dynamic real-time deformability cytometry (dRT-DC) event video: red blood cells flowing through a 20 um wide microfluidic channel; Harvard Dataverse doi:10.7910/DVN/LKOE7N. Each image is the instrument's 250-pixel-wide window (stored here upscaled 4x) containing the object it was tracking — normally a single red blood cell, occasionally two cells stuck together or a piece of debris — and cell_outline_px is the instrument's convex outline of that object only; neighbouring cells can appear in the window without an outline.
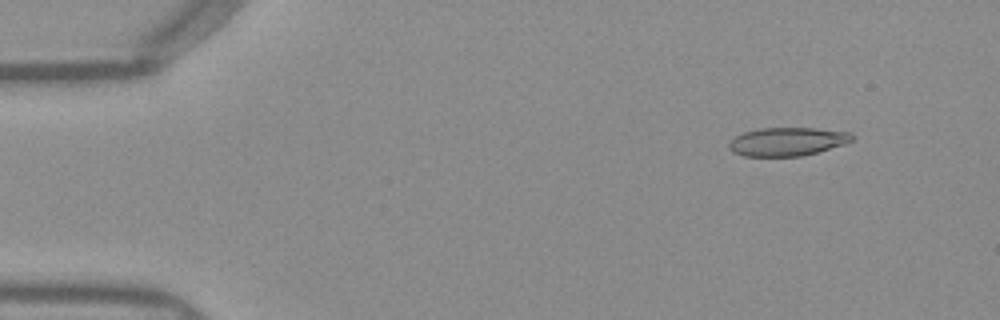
{"species": "Egyptian fruit bat (a non-hibernating species)", "species_latin": "Rousettus aegyptiacus", "temperature_condition": "warm", "stored_images_in_passage": 51, "camera_frame_rate_fps": 3000, "um_per_image_px": 0.085, "frame": {"image": 1, "passage_image": 5, "time_ms": 1.333, "image_size_px": [1000, 320], "cell_outline_px": [[852, 140], [844, 144], [816, 152], [800, 156], [744, 156], [732, 152], [728, 148], [728, 144], [736, 136], [744, 132], [760, 128], [812, 128], [852, 132]], "centroid_in_image_um": [66.89, 12.03], "position_along_channel_um": 18.1, "area_um2": 20.23}}
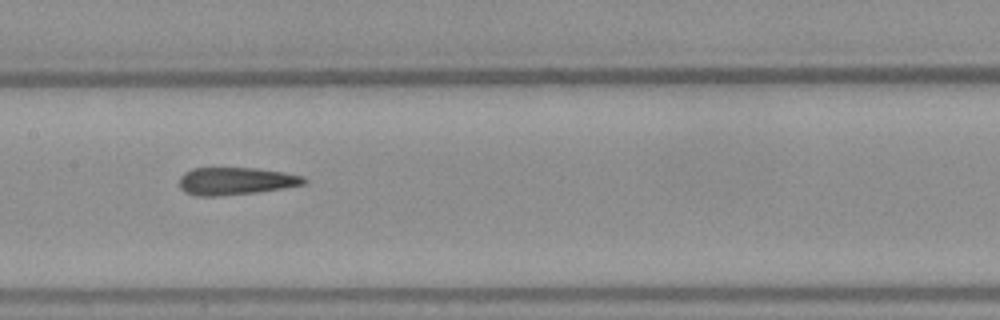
{"frame": {"image": 2, "passage_image": 25, "time_ms": 8.0, "image_size_px": [1000, 320], "cell_outline_px": [[308, 180], [304, 184], [284, 188], [256, 192], [216, 196], [196, 196], [184, 192], [180, 188], [180, 176], [184, 172], [192, 168], [256, 168], [284, 172], [304, 176]], "centroid_in_image_um": [20.03, 15.39], "position_along_channel_um": 187.4, "area_um2": 20.06}}
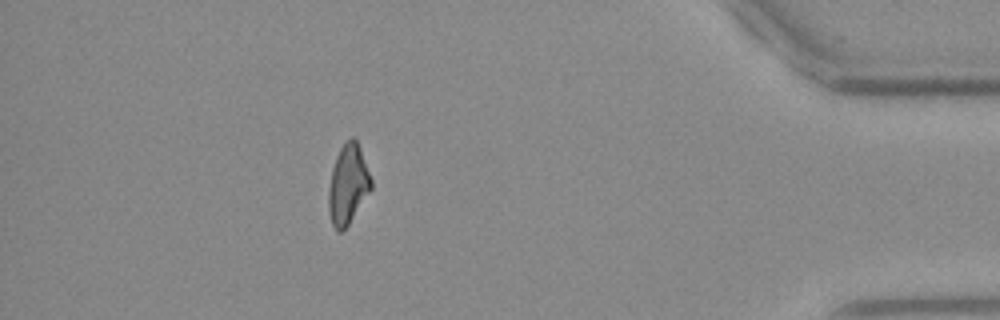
{"frame": {"image": 3, "passage_image": 45, "time_ms": 14.667, "image_size_px": [1000, 320], "cell_outline_px": [[372, 188], [348, 224], [340, 232], [336, 232], [332, 224], [328, 208], [328, 192], [332, 168], [336, 156], [340, 148], [352, 136], [356, 140], [360, 148], [372, 180]], "centroid_in_image_um": [29.56, 15.68], "position_along_channel_um": 405.6, "area_um2": 19.48}, "authors_computed_cell_mechanics": {"area_um2": 20.4034, "velocity_mm_per_s": 3.9821, "shape_relaxation_time_tau1_ms": null, "shape_relaxation_time_tau2_ms": 2.1062, "deformation_change_tau1": null, "deformation_change_tau2": 0.1299}}